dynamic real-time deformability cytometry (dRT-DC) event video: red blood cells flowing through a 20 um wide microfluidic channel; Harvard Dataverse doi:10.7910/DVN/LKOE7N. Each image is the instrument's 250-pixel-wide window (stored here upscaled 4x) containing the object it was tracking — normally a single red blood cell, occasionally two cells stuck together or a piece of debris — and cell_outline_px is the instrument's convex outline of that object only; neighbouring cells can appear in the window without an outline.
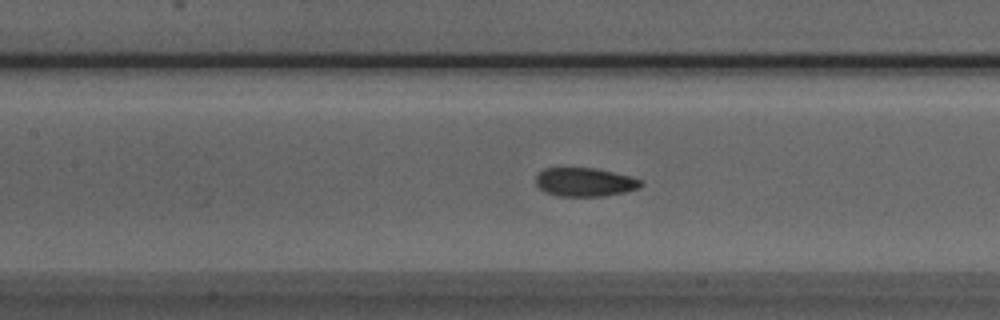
{"species": "Egyptian fruit bat (a non-hibernating species)", "species_latin": "Rousettus aegyptiacus", "temperature_condition": "room temperature", "stored_images_in_passage": 54, "camera_frame_rate_fps": 3000, "um_per_image_px": 0.085, "animal": {"sex": "male"}, "frame": {"image": 1, "passage_image": 24, "time_ms": 7.667, "image_size_px": [1000, 320], "cell_outline_px": [[644, 184], [640, 188], [624, 192], [604, 196], [560, 196], [544, 192], [536, 184], [536, 176], [544, 168], [596, 168], [632, 176], [644, 180]], "centroid_in_image_um": [49.76, 15.47], "position_along_channel_um": 157.6, "area_um2": 17.74}}
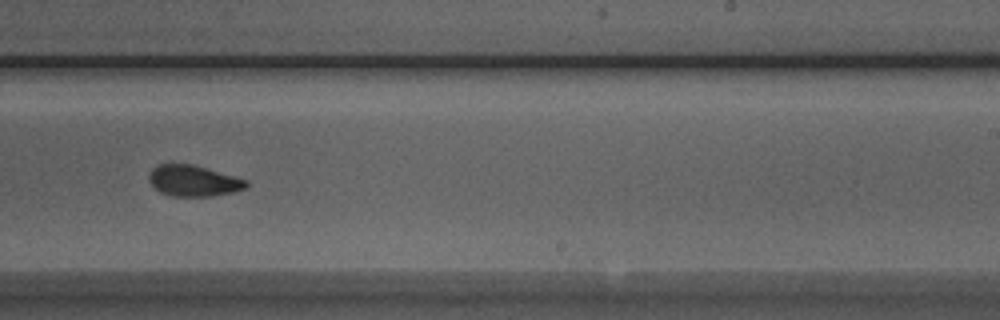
{"frame": {"image": 2, "passage_image": 33, "time_ms": 10.667, "image_size_px": [1000, 320], "cell_outline_px": [[248, 188], [232, 192], [212, 196], [168, 196], [160, 192], [148, 180], [148, 176], [152, 168], [160, 164], [192, 164], [248, 180]], "centroid_in_image_um": [16.44, 15.37], "position_along_channel_um": 272.6, "area_um2": 17.57}}
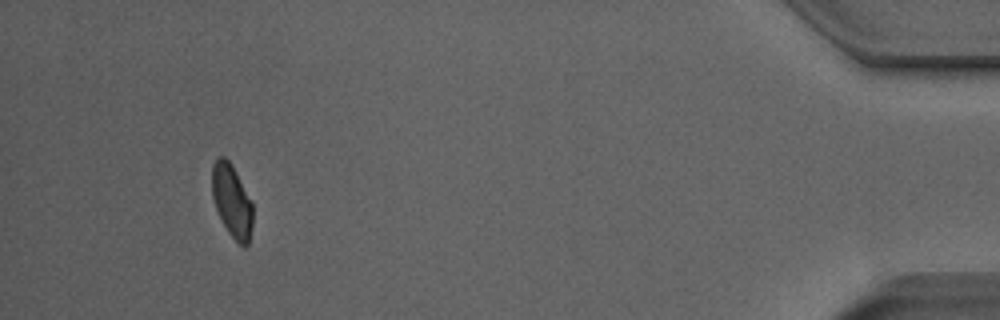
{"frame": {"image": 3, "passage_image": 50, "time_ms": 16.333, "image_size_px": [1000, 320], "cell_outline_px": [[252, 228], [248, 244], [244, 248], [228, 232], [216, 208], [212, 196], [212, 164], [220, 156], [224, 156], [232, 164], [252, 204]], "centroid_in_image_um": [19.7, 17.07], "position_along_channel_um": 415.5, "area_um2": 16.99}, "authors_computed_cell_mechanics": {"area_um2": 18.2359, "velocity_mm_per_s": 3.8357, "shape_relaxation_time_tau1_ms": 4.5707, "shape_relaxation_time_tau2_ms": 1.3117, "deformation_change_tau1": 0.1092, "deformation_change_tau2": 0.0445}}